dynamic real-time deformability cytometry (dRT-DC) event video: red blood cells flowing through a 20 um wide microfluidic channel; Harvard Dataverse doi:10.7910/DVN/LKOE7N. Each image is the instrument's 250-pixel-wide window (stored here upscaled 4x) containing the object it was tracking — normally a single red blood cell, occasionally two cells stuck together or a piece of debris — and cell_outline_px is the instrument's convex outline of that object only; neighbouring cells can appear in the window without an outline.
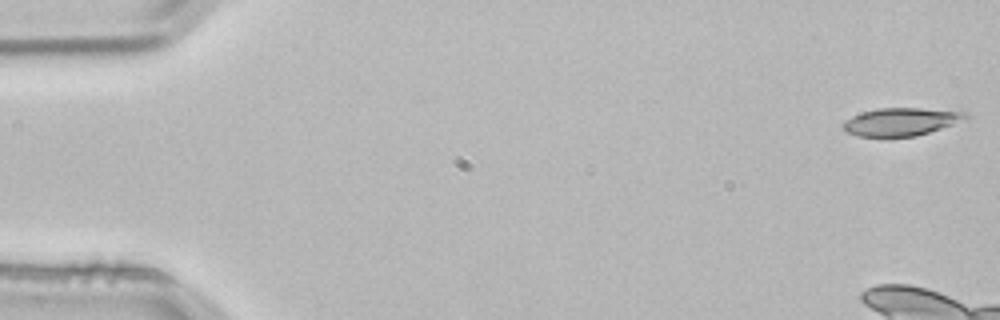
{"species": "common noctule bat (a hibernating species)", "species_latin": "Nyctalus noctula", "temperature_condition": "room temperature", "stored_images_in_passage": 6, "camera_frame_rate_fps": 3000, "um_per_image_px": 0.085, "animal": {"sex": "male", "body_mass_g": 21.5, "forearm_length_mm": 52.0}, "frame": {"image": 1, "passage_image": 1, "time_ms": 0.0, "image_size_px": [1000, 320], "cell_outline_px": [[968, 120], [916, 136], [860, 136], [844, 132], [844, 124], [852, 116], [860, 112], [876, 108], [920, 108], [968, 112]], "centroid_in_image_um": [76.64, 10.34], "position_along_channel_um": 8.4, "area_um2": 19.88}}